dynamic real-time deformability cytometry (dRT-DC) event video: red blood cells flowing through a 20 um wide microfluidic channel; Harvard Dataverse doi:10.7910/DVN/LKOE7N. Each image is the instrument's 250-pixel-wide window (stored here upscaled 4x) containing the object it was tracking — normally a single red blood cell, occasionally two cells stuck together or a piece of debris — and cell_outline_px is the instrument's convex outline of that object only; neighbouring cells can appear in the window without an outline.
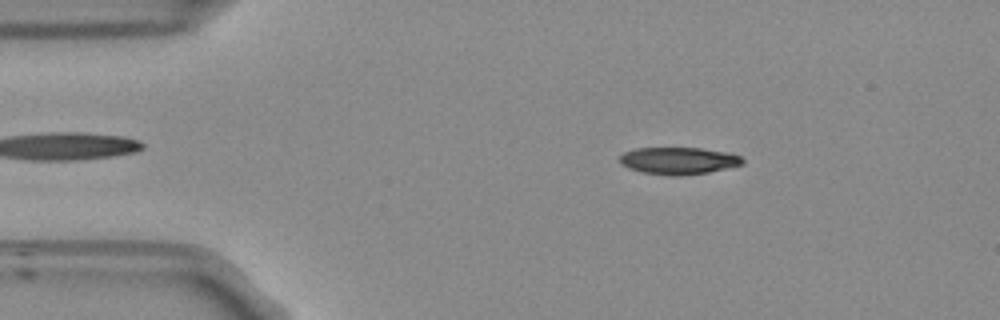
{"species": "Egyptian fruit bat (a non-hibernating species)", "species_latin": "Rousettus aegyptiacus", "temperature_condition": "room temperature", "stored_images_in_passage": 49, "camera_frame_rate_fps": 3000, "um_per_image_px": 0.085, "frame": {"image": 1, "passage_image": 4, "time_ms": 1.0, "image_size_px": [1000, 320], "cell_outline_px": [[744, 164], [708, 172], [680, 176], [672, 176], [640, 172], [628, 168], [620, 164], [620, 156], [624, 152], [636, 148], [700, 148], [728, 152], [740, 156], [744, 160]], "centroid_in_image_um": [57.66, 13.66], "position_along_channel_um": 27.3, "area_um2": 19.48}}
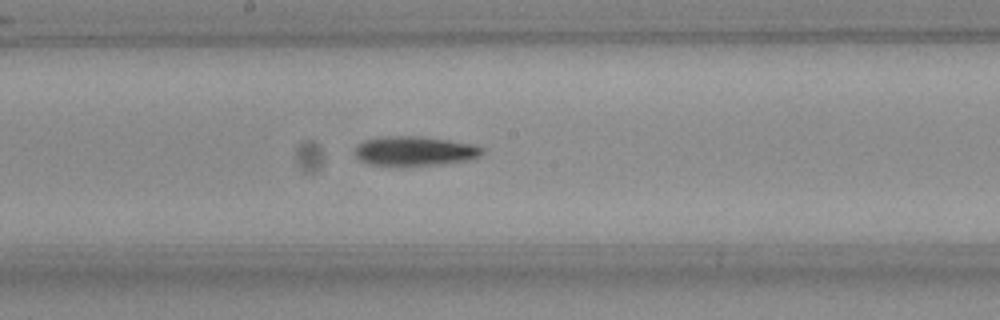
{"frame": {"image": 2, "passage_image": 23, "time_ms": 7.333, "image_size_px": [1000, 320], "cell_outline_px": [[484, 152], [480, 156], [468, 160], [440, 164], [368, 164], [360, 160], [356, 156], [356, 148], [364, 140], [388, 136], [416, 136], [448, 140], [472, 144], [484, 148]], "centroid_in_image_um": [35.29, 12.82], "position_along_channel_um": 212.9, "area_um2": 21.21}}
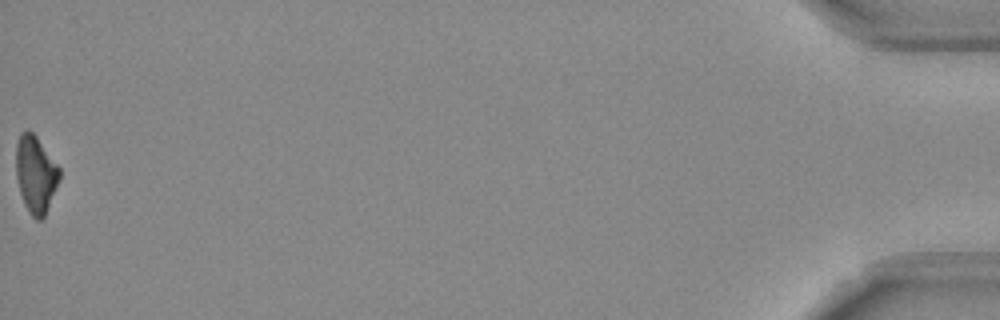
{"frame": {"image": 3, "passage_image": 49, "time_ms": 16.0, "image_size_px": [1000, 320], "cell_outline_px": [[60, 180], [44, 216], [40, 220], [36, 220], [28, 212], [24, 204], [20, 192], [16, 176], [16, 144], [20, 132], [32, 132], [36, 136], [60, 168]], "centroid_in_image_um": [3.03, 14.83], "position_along_channel_um": 432.2, "area_um2": 19.42}, "authors_computed_cell_mechanics": {"area_um2": 20.6924, "velocity_mm_per_s": 3.7628, "shape_relaxation_time_tau1_ms": 7.4021, "shape_relaxation_time_tau2_ms": null, "deformation_change_tau1": 0.2137, "deformation_change_tau2": null}}